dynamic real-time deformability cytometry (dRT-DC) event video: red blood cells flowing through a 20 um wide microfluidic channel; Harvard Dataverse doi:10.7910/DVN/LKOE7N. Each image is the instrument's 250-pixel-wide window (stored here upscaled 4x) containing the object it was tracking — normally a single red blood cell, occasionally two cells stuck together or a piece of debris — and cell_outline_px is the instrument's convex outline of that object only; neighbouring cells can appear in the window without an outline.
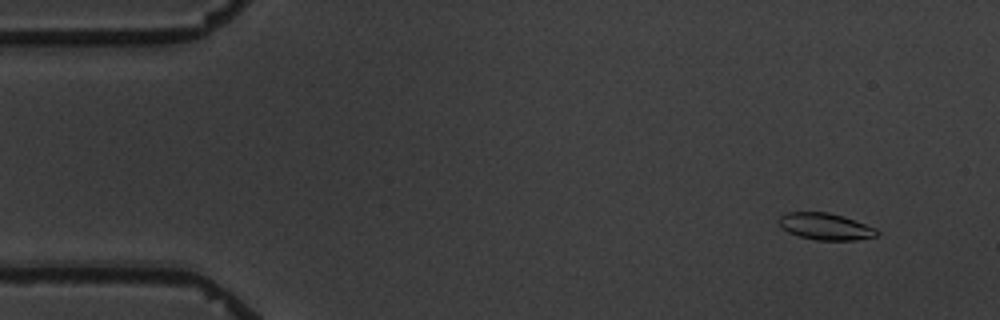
{"species": "common noctule bat (a hibernating species)", "species_latin": "Nyctalus noctula", "temperature_condition": "warm", "stored_images_in_passage": 8, "camera_frame_rate_fps": 3000, "um_per_image_px": 0.085, "animal": {"sex": "male", "body_mass_g": 19.5, "forearm_length_mm": 54.6}, "frame": {"image": 1, "passage_image": 1, "time_ms": 0.0, "image_size_px": [1000, 320], "cell_outline_px": [[880, 232], [876, 236], [856, 240], [816, 240], [800, 236], [788, 232], [780, 224], [780, 216], [788, 212], [828, 212], [844, 216], [876, 228]], "centroid_in_image_um": [70.21, 19.25], "position_along_channel_um": 14.8, "area_um2": 15.14}}
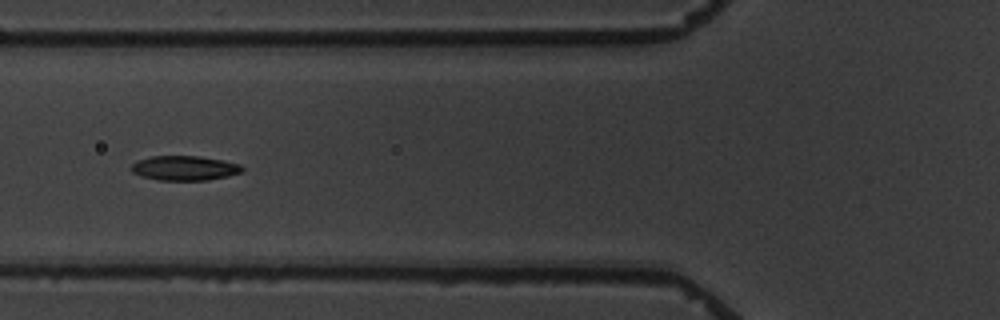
{"frame": {"image": 2, "passage_image": 6, "time_ms": 5.667, "image_size_px": [1000, 320], "cell_outline_px": [[244, 172], [228, 176], [208, 180], [156, 180], [140, 176], [132, 172], [132, 164], [136, 160], [152, 156], [200, 156], [224, 160], [240, 164], [244, 168]], "centroid_in_image_um": [15.71, 14.29], "position_along_channel_um": 110.1, "area_um2": 16.13}}
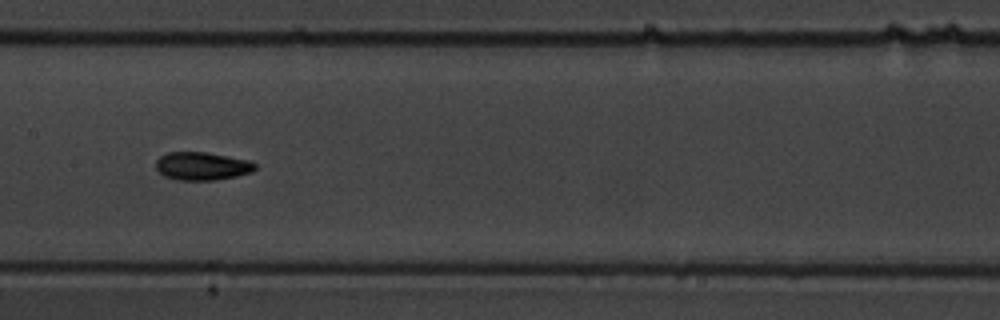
{"frame": {"image": 3, "passage_image": 8, "time_ms": 8.0, "image_size_px": [1000, 320], "cell_outline_px": [[256, 168], [252, 172], [236, 176], [216, 180], [176, 180], [164, 176], [156, 168], [156, 160], [160, 156], [168, 152], [204, 152], [248, 160], [256, 164]], "centroid_in_image_um": [17.16, 14.12], "position_along_channel_um": 190.2, "area_um2": 16.18}}